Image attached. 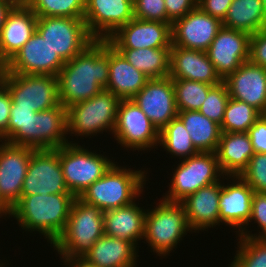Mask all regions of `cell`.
<instances>
[{
    "instance_id": "cell-43",
    "label": "cell",
    "mask_w": 266,
    "mask_h": 267,
    "mask_svg": "<svg viewBox=\"0 0 266 267\" xmlns=\"http://www.w3.org/2000/svg\"><path fill=\"white\" fill-rule=\"evenodd\" d=\"M249 61L266 69V27L251 35Z\"/></svg>"
},
{
    "instance_id": "cell-17",
    "label": "cell",
    "mask_w": 266,
    "mask_h": 267,
    "mask_svg": "<svg viewBox=\"0 0 266 267\" xmlns=\"http://www.w3.org/2000/svg\"><path fill=\"white\" fill-rule=\"evenodd\" d=\"M250 37L247 32L223 26L211 42L206 53L223 80L249 61Z\"/></svg>"
},
{
    "instance_id": "cell-52",
    "label": "cell",
    "mask_w": 266,
    "mask_h": 267,
    "mask_svg": "<svg viewBox=\"0 0 266 267\" xmlns=\"http://www.w3.org/2000/svg\"><path fill=\"white\" fill-rule=\"evenodd\" d=\"M262 3H263V14L265 17V22H266V0H262Z\"/></svg>"
},
{
    "instance_id": "cell-5",
    "label": "cell",
    "mask_w": 266,
    "mask_h": 267,
    "mask_svg": "<svg viewBox=\"0 0 266 267\" xmlns=\"http://www.w3.org/2000/svg\"><path fill=\"white\" fill-rule=\"evenodd\" d=\"M156 205L151 210L146 209L143 239L154 253L165 257L192 230L181 203L162 199Z\"/></svg>"
},
{
    "instance_id": "cell-4",
    "label": "cell",
    "mask_w": 266,
    "mask_h": 267,
    "mask_svg": "<svg viewBox=\"0 0 266 267\" xmlns=\"http://www.w3.org/2000/svg\"><path fill=\"white\" fill-rule=\"evenodd\" d=\"M147 173L142 169H127L126 166L120 167L114 163L100 179L84 190L79 198L103 212L128 205L142 194Z\"/></svg>"
},
{
    "instance_id": "cell-19",
    "label": "cell",
    "mask_w": 266,
    "mask_h": 267,
    "mask_svg": "<svg viewBox=\"0 0 266 267\" xmlns=\"http://www.w3.org/2000/svg\"><path fill=\"white\" fill-rule=\"evenodd\" d=\"M160 131L178 115L172 78L149 79L132 98Z\"/></svg>"
},
{
    "instance_id": "cell-50",
    "label": "cell",
    "mask_w": 266,
    "mask_h": 267,
    "mask_svg": "<svg viewBox=\"0 0 266 267\" xmlns=\"http://www.w3.org/2000/svg\"><path fill=\"white\" fill-rule=\"evenodd\" d=\"M12 208L2 199L0 195V218L4 215L11 216Z\"/></svg>"
},
{
    "instance_id": "cell-47",
    "label": "cell",
    "mask_w": 266,
    "mask_h": 267,
    "mask_svg": "<svg viewBox=\"0 0 266 267\" xmlns=\"http://www.w3.org/2000/svg\"><path fill=\"white\" fill-rule=\"evenodd\" d=\"M233 0H198V6L212 17L223 21Z\"/></svg>"
},
{
    "instance_id": "cell-12",
    "label": "cell",
    "mask_w": 266,
    "mask_h": 267,
    "mask_svg": "<svg viewBox=\"0 0 266 267\" xmlns=\"http://www.w3.org/2000/svg\"><path fill=\"white\" fill-rule=\"evenodd\" d=\"M70 193L59 158V148L32 152L21 195Z\"/></svg>"
},
{
    "instance_id": "cell-49",
    "label": "cell",
    "mask_w": 266,
    "mask_h": 267,
    "mask_svg": "<svg viewBox=\"0 0 266 267\" xmlns=\"http://www.w3.org/2000/svg\"><path fill=\"white\" fill-rule=\"evenodd\" d=\"M62 262L67 266L69 265L68 267H96L88 263L84 258L63 259Z\"/></svg>"
},
{
    "instance_id": "cell-26",
    "label": "cell",
    "mask_w": 266,
    "mask_h": 267,
    "mask_svg": "<svg viewBox=\"0 0 266 267\" xmlns=\"http://www.w3.org/2000/svg\"><path fill=\"white\" fill-rule=\"evenodd\" d=\"M215 153L222 174L228 178L240 176L255 152L247 132H222Z\"/></svg>"
},
{
    "instance_id": "cell-53",
    "label": "cell",
    "mask_w": 266,
    "mask_h": 267,
    "mask_svg": "<svg viewBox=\"0 0 266 267\" xmlns=\"http://www.w3.org/2000/svg\"><path fill=\"white\" fill-rule=\"evenodd\" d=\"M3 69H4V66L0 63V78H1V74H2Z\"/></svg>"
},
{
    "instance_id": "cell-3",
    "label": "cell",
    "mask_w": 266,
    "mask_h": 267,
    "mask_svg": "<svg viewBox=\"0 0 266 267\" xmlns=\"http://www.w3.org/2000/svg\"><path fill=\"white\" fill-rule=\"evenodd\" d=\"M104 235V212L76 197L65 229L52 244L61 259L83 258Z\"/></svg>"
},
{
    "instance_id": "cell-22",
    "label": "cell",
    "mask_w": 266,
    "mask_h": 267,
    "mask_svg": "<svg viewBox=\"0 0 266 267\" xmlns=\"http://www.w3.org/2000/svg\"><path fill=\"white\" fill-rule=\"evenodd\" d=\"M169 77L172 80L185 79L213 86L223 82L205 51L177 46L170 48Z\"/></svg>"
},
{
    "instance_id": "cell-2",
    "label": "cell",
    "mask_w": 266,
    "mask_h": 267,
    "mask_svg": "<svg viewBox=\"0 0 266 267\" xmlns=\"http://www.w3.org/2000/svg\"><path fill=\"white\" fill-rule=\"evenodd\" d=\"M71 193L21 195L12 207L11 217L25 231H38L52 245L65 229L75 200Z\"/></svg>"
},
{
    "instance_id": "cell-38",
    "label": "cell",
    "mask_w": 266,
    "mask_h": 267,
    "mask_svg": "<svg viewBox=\"0 0 266 267\" xmlns=\"http://www.w3.org/2000/svg\"><path fill=\"white\" fill-rule=\"evenodd\" d=\"M35 113L32 108L19 107L12 101L6 142L30 147V123Z\"/></svg>"
},
{
    "instance_id": "cell-24",
    "label": "cell",
    "mask_w": 266,
    "mask_h": 267,
    "mask_svg": "<svg viewBox=\"0 0 266 267\" xmlns=\"http://www.w3.org/2000/svg\"><path fill=\"white\" fill-rule=\"evenodd\" d=\"M37 16L28 6H13L0 32V63L4 66L36 31Z\"/></svg>"
},
{
    "instance_id": "cell-27",
    "label": "cell",
    "mask_w": 266,
    "mask_h": 267,
    "mask_svg": "<svg viewBox=\"0 0 266 267\" xmlns=\"http://www.w3.org/2000/svg\"><path fill=\"white\" fill-rule=\"evenodd\" d=\"M137 252L132 242L104 234L83 258L96 267H136Z\"/></svg>"
},
{
    "instance_id": "cell-9",
    "label": "cell",
    "mask_w": 266,
    "mask_h": 267,
    "mask_svg": "<svg viewBox=\"0 0 266 267\" xmlns=\"http://www.w3.org/2000/svg\"><path fill=\"white\" fill-rule=\"evenodd\" d=\"M36 31L65 62L95 41L83 18L37 17Z\"/></svg>"
},
{
    "instance_id": "cell-34",
    "label": "cell",
    "mask_w": 266,
    "mask_h": 267,
    "mask_svg": "<svg viewBox=\"0 0 266 267\" xmlns=\"http://www.w3.org/2000/svg\"><path fill=\"white\" fill-rule=\"evenodd\" d=\"M262 114L246 102L229 98L224 119L220 125L222 132H248Z\"/></svg>"
},
{
    "instance_id": "cell-6",
    "label": "cell",
    "mask_w": 266,
    "mask_h": 267,
    "mask_svg": "<svg viewBox=\"0 0 266 267\" xmlns=\"http://www.w3.org/2000/svg\"><path fill=\"white\" fill-rule=\"evenodd\" d=\"M120 99L106 89L93 98L67 108V133L70 136H94L103 131L113 133ZM73 134V135H72Z\"/></svg>"
},
{
    "instance_id": "cell-46",
    "label": "cell",
    "mask_w": 266,
    "mask_h": 267,
    "mask_svg": "<svg viewBox=\"0 0 266 267\" xmlns=\"http://www.w3.org/2000/svg\"><path fill=\"white\" fill-rule=\"evenodd\" d=\"M11 104V95L0 81V141L3 140L4 142H6V128L10 118Z\"/></svg>"
},
{
    "instance_id": "cell-39",
    "label": "cell",
    "mask_w": 266,
    "mask_h": 267,
    "mask_svg": "<svg viewBox=\"0 0 266 267\" xmlns=\"http://www.w3.org/2000/svg\"><path fill=\"white\" fill-rule=\"evenodd\" d=\"M229 98L227 86L222 82L208 91L207 97L198 111L221 125Z\"/></svg>"
},
{
    "instance_id": "cell-1",
    "label": "cell",
    "mask_w": 266,
    "mask_h": 267,
    "mask_svg": "<svg viewBox=\"0 0 266 267\" xmlns=\"http://www.w3.org/2000/svg\"><path fill=\"white\" fill-rule=\"evenodd\" d=\"M109 42L95 40L57 74L60 103L67 109L93 98L109 81Z\"/></svg>"
},
{
    "instance_id": "cell-44",
    "label": "cell",
    "mask_w": 266,
    "mask_h": 267,
    "mask_svg": "<svg viewBox=\"0 0 266 267\" xmlns=\"http://www.w3.org/2000/svg\"><path fill=\"white\" fill-rule=\"evenodd\" d=\"M255 153H266V114H262L248 130Z\"/></svg>"
},
{
    "instance_id": "cell-16",
    "label": "cell",
    "mask_w": 266,
    "mask_h": 267,
    "mask_svg": "<svg viewBox=\"0 0 266 267\" xmlns=\"http://www.w3.org/2000/svg\"><path fill=\"white\" fill-rule=\"evenodd\" d=\"M133 18V0H85L83 19L95 40H107Z\"/></svg>"
},
{
    "instance_id": "cell-33",
    "label": "cell",
    "mask_w": 266,
    "mask_h": 267,
    "mask_svg": "<svg viewBox=\"0 0 266 267\" xmlns=\"http://www.w3.org/2000/svg\"><path fill=\"white\" fill-rule=\"evenodd\" d=\"M159 144L172 156L180 157L179 159L189 158L199 152L178 116L159 131Z\"/></svg>"
},
{
    "instance_id": "cell-14",
    "label": "cell",
    "mask_w": 266,
    "mask_h": 267,
    "mask_svg": "<svg viewBox=\"0 0 266 267\" xmlns=\"http://www.w3.org/2000/svg\"><path fill=\"white\" fill-rule=\"evenodd\" d=\"M171 25L165 22L133 18L120 27L107 41L115 49H170Z\"/></svg>"
},
{
    "instance_id": "cell-37",
    "label": "cell",
    "mask_w": 266,
    "mask_h": 267,
    "mask_svg": "<svg viewBox=\"0 0 266 267\" xmlns=\"http://www.w3.org/2000/svg\"><path fill=\"white\" fill-rule=\"evenodd\" d=\"M238 250L229 267H266V240L239 237Z\"/></svg>"
},
{
    "instance_id": "cell-32",
    "label": "cell",
    "mask_w": 266,
    "mask_h": 267,
    "mask_svg": "<svg viewBox=\"0 0 266 267\" xmlns=\"http://www.w3.org/2000/svg\"><path fill=\"white\" fill-rule=\"evenodd\" d=\"M135 69L149 79H161L170 73V49H116Z\"/></svg>"
},
{
    "instance_id": "cell-23",
    "label": "cell",
    "mask_w": 266,
    "mask_h": 267,
    "mask_svg": "<svg viewBox=\"0 0 266 267\" xmlns=\"http://www.w3.org/2000/svg\"><path fill=\"white\" fill-rule=\"evenodd\" d=\"M67 133V109L60 103L48 110L36 112L30 123V148L57 149L69 142Z\"/></svg>"
},
{
    "instance_id": "cell-11",
    "label": "cell",
    "mask_w": 266,
    "mask_h": 267,
    "mask_svg": "<svg viewBox=\"0 0 266 267\" xmlns=\"http://www.w3.org/2000/svg\"><path fill=\"white\" fill-rule=\"evenodd\" d=\"M112 134L117 143L133 151L159 145V130L132 99L120 100Z\"/></svg>"
},
{
    "instance_id": "cell-35",
    "label": "cell",
    "mask_w": 266,
    "mask_h": 267,
    "mask_svg": "<svg viewBox=\"0 0 266 267\" xmlns=\"http://www.w3.org/2000/svg\"><path fill=\"white\" fill-rule=\"evenodd\" d=\"M213 87L203 82L185 79L173 80L176 107L179 111H198L205 101L208 91Z\"/></svg>"
},
{
    "instance_id": "cell-29",
    "label": "cell",
    "mask_w": 266,
    "mask_h": 267,
    "mask_svg": "<svg viewBox=\"0 0 266 267\" xmlns=\"http://www.w3.org/2000/svg\"><path fill=\"white\" fill-rule=\"evenodd\" d=\"M109 81L106 90L120 100L132 99L149 80L147 76L135 69L109 43Z\"/></svg>"
},
{
    "instance_id": "cell-40",
    "label": "cell",
    "mask_w": 266,
    "mask_h": 267,
    "mask_svg": "<svg viewBox=\"0 0 266 267\" xmlns=\"http://www.w3.org/2000/svg\"><path fill=\"white\" fill-rule=\"evenodd\" d=\"M240 177L254 192L266 193V153H254Z\"/></svg>"
},
{
    "instance_id": "cell-28",
    "label": "cell",
    "mask_w": 266,
    "mask_h": 267,
    "mask_svg": "<svg viewBox=\"0 0 266 267\" xmlns=\"http://www.w3.org/2000/svg\"><path fill=\"white\" fill-rule=\"evenodd\" d=\"M145 209L135 201L128 205L104 211V234L132 242L136 247L144 237Z\"/></svg>"
},
{
    "instance_id": "cell-30",
    "label": "cell",
    "mask_w": 266,
    "mask_h": 267,
    "mask_svg": "<svg viewBox=\"0 0 266 267\" xmlns=\"http://www.w3.org/2000/svg\"><path fill=\"white\" fill-rule=\"evenodd\" d=\"M177 116L199 152H216L222 133L218 123L196 110L179 111Z\"/></svg>"
},
{
    "instance_id": "cell-51",
    "label": "cell",
    "mask_w": 266,
    "mask_h": 267,
    "mask_svg": "<svg viewBox=\"0 0 266 267\" xmlns=\"http://www.w3.org/2000/svg\"><path fill=\"white\" fill-rule=\"evenodd\" d=\"M14 6H29L33 0H9Z\"/></svg>"
},
{
    "instance_id": "cell-42",
    "label": "cell",
    "mask_w": 266,
    "mask_h": 267,
    "mask_svg": "<svg viewBox=\"0 0 266 267\" xmlns=\"http://www.w3.org/2000/svg\"><path fill=\"white\" fill-rule=\"evenodd\" d=\"M254 221L262 229L258 234H251L250 231L246 229V226L240 233L238 237H264L266 235V193L254 192L251 207V216L247 223V226ZM250 222V223H249Z\"/></svg>"
},
{
    "instance_id": "cell-18",
    "label": "cell",
    "mask_w": 266,
    "mask_h": 267,
    "mask_svg": "<svg viewBox=\"0 0 266 267\" xmlns=\"http://www.w3.org/2000/svg\"><path fill=\"white\" fill-rule=\"evenodd\" d=\"M0 142V195L12 208L21 198L23 182L35 149Z\"/></svg>"
},
{
    "instance_id": "cell-20",
    "label": "cell",
    "mask_w": 266,
    "mask_h": 267,
    "mask_svg": "<svg viewBox=\"0 0 266 267\" xmlns=\"http://www.w3.org/2000/svg\"><path fill=\"white\" fill-rule=\"evenodd\" d=\"M223 82L230 98L246 102L266 114V69L246 61Z\"/></svg>"
},
{
    "instance_id": "cell-10",
    "label": "cell",
    "mask_w": 266,
    "mask_h": 267,
    "mask_svg": "<svg viewBox=\"0 0 266 267\" xmlns=\"http://www.w3.org/2000/svg\"><path fill=\"white\" fill-rule=\"evenodd\" d=\"M0 81L19 107L40 112L60 104L57 77L54 75H23L7 73L3 69Z\"/></svg>"
},
{
    "instance_id": "cell-15",
    "label": "cell",
    "mask_w": 266,
    "mask_h": 267,
    "mask_svg": "<svg viewBox=\"0 0 266 267\" xmlns=\"http://www.w3.org/2000/svg\"><path fill=\"white\" fill-rule=\"evenodd\" d=\"M222 27L220 19L197 6L172 23V46L206 52Z\"/></svg>"
},
{
    "instance_id": "cell-21",
    "label": "cell",
    "mask_w": 266,
    "mask_h": 267,
    "mask_svg": "<svg viewBox=\"0 0 266 267\" xmlns=\"http://www.w3.org/2000/svg\"><path fill=\"white\" fill-rule=\"evenodd\" d=\"M228 179L234 182L227 185L222 183L219 220L231 228L234 227L232 230L238 229L239 234L250 219L254 190L240 176H229Z\"/></svg>"
},
{
    "instance_id": "cell-31",
    "label": "cell",
    "mask_w": 266,
    "mask_h": 267,
    "mask_svg": "<svg viewBox=\"0 0 266 267\" xmlns=\"http://www.w3.org/2000/svg\"><path fill=\"white\" fill-rule=\"evenodd\" d=\"M223 26L252 35L266 27L262 0H233Z\"/></svg>"
},
{
    "instance_id": "cell-48",
    "label": "cell",
    "mask_w": 266,
    "mask_h": 267,
    "mask_svg": "<svg viewBox=\"0 0 266 267\" xmlns=\"http://www.w3.org/2000/svg\"><path fill=\"white\" fill-rule=\"evenodd\" d=\"M14 5L9 0H0V32L8 12Z\"/></svg>"
},
{
    "instance_id": "cell-25",
    "label": "cell",
    "mask_w": 266,
    "mask_h": 267,
    "mask_svg": "<svg viewBox=\"0 0 266 267\" xmlns=\"http://www.w3.org/2000/svg\"><path fill=\"white\" fill-rule=\"evenodd\" d=\"M222 181L200 188L187 196L180 203L185 209L189 227L192 232L205 230L220 225L219 195ZM194 230V231H193Z\"/></svg>"
},
{
    "instance_id": "cell-8",
    "label": "cell",
    "mask_w": 266,
    "mask_h": 267,
    "mask_svg": "<svg viewBox=\"0 0 266 267\" xmlns=\"http://www.w3.org/2000/svg\"><path fill=\"white\" fill-rule=\"evenodd\" d=\"M172 173L169 191L162 198L169 202L180 203L200 188L221 181V176L227 179L219 168L215 152H198L183 159Z\"/></svg>"
},
{
    "instance_id": "cell-45",
    "label": "cell",
    "mask_w": 266,
    "mask_h": 267,
    "mask_svg": "<svg viewBox=\"0 0 266 267\" xmlns=\"http://www.w3.org/2000/svg\"><path fill=\"white\" fill-rule=\"evenodd\" d=\"M168 20L173 23L183 18L188 12L198 6V0H164Z\"/></svg>"
},
{
    "instance_id": "cell-41",
    "label": "cell",
    "mask_w": 266,
    "mask_h": 267,
    "mask_svg": "<svg viewBox=\"0 0 266 267\" xmlns=\"http://www.w3.org/2000/svg\"><path fill=\"white\" fill-rule=\"evenodd\" d=\"M134 18L172 24L167 17L164 0H133Z\"/></svg>"
},
{
    "instance_id": "cell-7",
    "label": "cell",
    "mask_w": 266,
    "mask_h": 267,
    "mask_svg": "<svg viewBox=\"0 0 266 267\" xmlns=\"http://www.w3.org/2000/svg\"><path fill=\"white\" fill-rule=\"evenodd\" d=\"M94 152L75 142L59 147L64 180L68 190L75 197H79L115 163L106 156Z\"/></svg>"
},
{
    "instance_id": "cell-36",
    "label": "cell",
    "mask_w": 266,
    "mask_h": 267,
    "mask_svg": "<svg viewBox=\"0 0 266 267\" xmlns=\"http://www.w3.org/2000/svg\"><path fill=\"white\" fill-rule=\"evenodd\" d=\"M28 7L37 17L84 18L85 0H33Z\"/></svg>"
},
{
    "instance_id": "cell-13",
    "label": "cell",
    "mask_w": 266,
    "mask_h": 267,
    "mask_svg": "<svg viewBox=\"0 0 266 267\" xmlns=\"http://www.w3.org/2000/svg\"><path fill=\"white\" fill-rule=\"evenodd\" d=\"M65 63L35 31L17 54L4 65V70L23 75L57 76Z\"/></svg>"
}]
</instances>
